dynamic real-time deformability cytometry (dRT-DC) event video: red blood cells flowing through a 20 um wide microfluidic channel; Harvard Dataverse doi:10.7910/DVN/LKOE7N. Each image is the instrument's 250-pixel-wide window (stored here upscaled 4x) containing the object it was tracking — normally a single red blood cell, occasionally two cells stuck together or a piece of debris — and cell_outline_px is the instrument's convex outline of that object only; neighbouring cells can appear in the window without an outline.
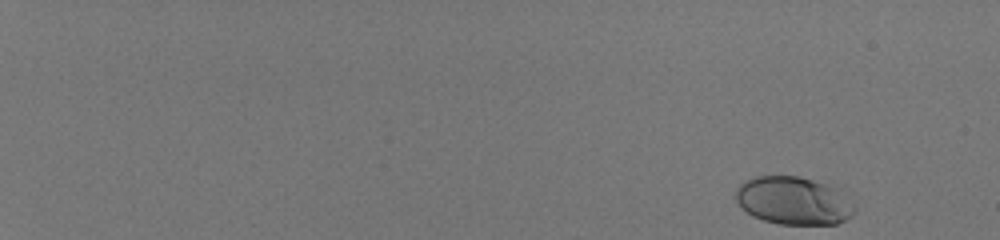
{"species": "human", "species_latin": "Homo sapiens", "temperature_condition": "room temperature", "stored_images_in_passage": 52, "camera_frame_rate_fps": 3000, "um_per_image_px": 0.085, "donor": {"sex": "male"}, "frame": {"image": 1, "passage_image": 1, "time_ms": 0.0, "image_size_px": [1000, 240], "cell_outline_px": [[856, 212], [852, 216], [836, 224], [780, 224], [764, 220], [752, 216], [736, 200], [736, 188], [740, 184], [756, 176], [800, 176], [836, 188], [856, 208]], "centroid_in_image_um": [67.45, 17.07], "position_along_channel_um": 17.6, "area_um2": 32.77}}
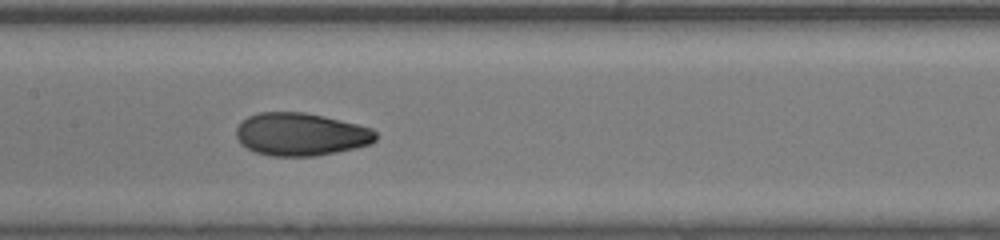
{"frame": {"image": 2, "passage_image": 30, "time_ms": 9.667, "image_size_px": [1000, 240], "cell_outline_px": [[376, 140], [368, 144], [356, 148], [316, 156], [272, 156], [256, 152], [240, 144], [236, 136], [236, 128], [248, 116], [260, 112], [304, 112], [324, 116], [372, 128], [376, 132]], "centroid_in_image_um": [25.56, 11.42], "position_along_channel_um": 181.8, "area_um2": 34.74}}
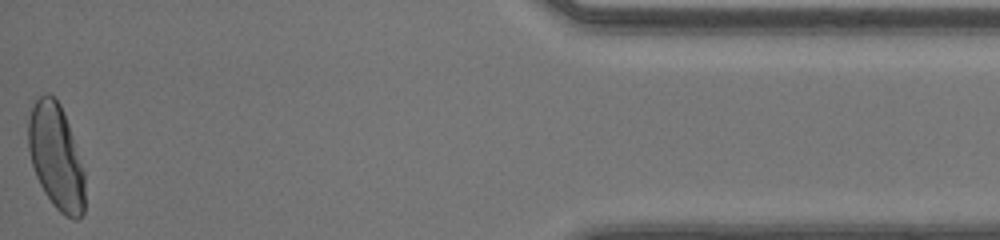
{"frame": {"image": 3, "passage_image": 52, "time_ms": 17.0, "image_size_px": [1000, 240], "cell_outline_px": [[84, 212], [76, 220], [72, 220], [64, 216], [52, 204], [44, 192], [36, 176], [32, 164], [28, 148], [28, 120], [32, 108], [36, 100], [44, 92], [48, 92], [60, 104], [64, 112], [84, 172]], "centroid_in_image_um": [4.75, 13.35], "position_along_channel_um": 430.4, "area_um2": 34.51}, "authors_computed_cell_mechanics": {"area_um2": 34.3332, "velocity_mm_per_s": 4.1289, "shape_relaxation_time_tau1_ms": 6.2927, "shape_relaxation_time_tau2_ms": null, "deformation_change_tau1": 0.2184, "deformation_change_tau2": null}}